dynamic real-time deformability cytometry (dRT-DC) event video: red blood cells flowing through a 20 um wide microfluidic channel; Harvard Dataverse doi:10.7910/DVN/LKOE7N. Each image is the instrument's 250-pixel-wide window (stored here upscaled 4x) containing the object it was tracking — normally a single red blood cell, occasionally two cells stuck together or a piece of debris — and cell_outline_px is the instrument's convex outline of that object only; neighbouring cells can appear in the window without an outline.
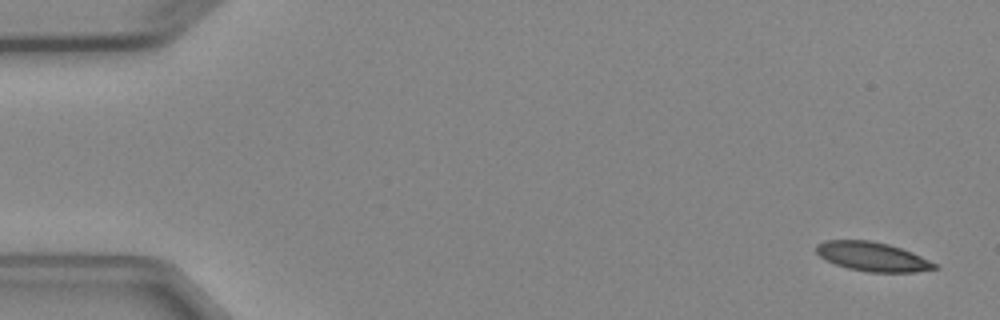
{"species": "Egyptian fruit bat (a non-hibernating species)", "species_latin": "Rousettus aegyptiacus", "temperature_condition": "cold", "stored_images_in_passage": 4, "camera_frame_rate_fps": 3000, "um_per_image_px": 0.085, "animal": {"sex": "female"}, "frame": {"image": 1, "passage_image": 1, "time_ms": 0.0, "image_size_px": [1000, 320], "cell_outline_px": [[940, 268], [916, 272], [868, 272], [848, 268], [836, 264], [820, 256], [816, 252], [816, 244], [824, 240], [872, 240], [888, 244], [912, 252], [936, 264]], "centroid_in_image_um": [74.16, 21.81], "position_along_channel_um": 10.8, "area_um2": 20.0}}
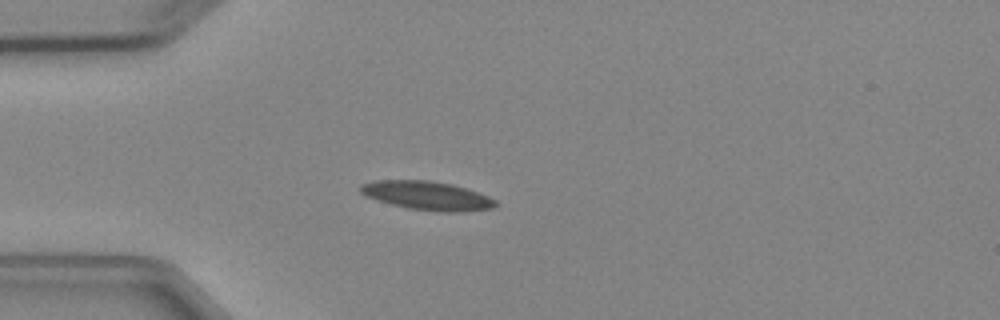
{"frame": {"image": 2, "passage_image": 4, "time_ms": 4.0, "image_size_px": [1000, 320], "cell_outline_px": [[496, 204], [492, 208], [460, 212], [440, 212], [408, 208], [392, 204], [368, 196], [360, 192], [360, 184], [376, 180], [428, 180], [452, 184], [488, 196], [496, 200]], "centroid_in_image_um": [36.31, 16.62], "position_along_channel_um": 48.7, "area_um2": 22.31}}